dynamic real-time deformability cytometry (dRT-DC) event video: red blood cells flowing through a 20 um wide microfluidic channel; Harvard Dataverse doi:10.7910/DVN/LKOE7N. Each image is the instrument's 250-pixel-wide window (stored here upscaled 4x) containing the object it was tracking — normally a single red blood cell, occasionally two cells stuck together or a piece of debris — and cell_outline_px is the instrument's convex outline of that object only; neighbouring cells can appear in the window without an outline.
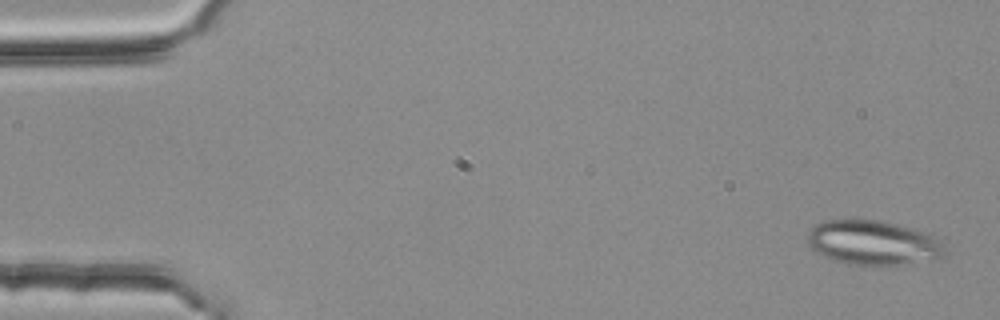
{"species": "common noctule bat (a hibernating species)", "species_latin": "Nyctalus noctula", "temperature_condition": "room temperature", "stored_images_in_passage": 3, "camera_frame_rate_fps": 3000, "um_per_image_px": 0.085, "animal": {"sex": "female", "body_mass_g": 25.1}, "frame": {"image": 1, "passage_image": 1, "time_ms": 0.0, "image_size_px": [1000, 320], "cell_outline_px": [[948, 256], [944, 260], [900, 264], [848, 264], [832, 260], [816, 252], [804, 240], [808, 232], [816, 224], [824, 220], [880, 220], [928, 232], [932, 236]], "centroid_in_image_um": [74.21, 20.64], "position_along_channel_um": 10.8, "area_um2": 35.72}}